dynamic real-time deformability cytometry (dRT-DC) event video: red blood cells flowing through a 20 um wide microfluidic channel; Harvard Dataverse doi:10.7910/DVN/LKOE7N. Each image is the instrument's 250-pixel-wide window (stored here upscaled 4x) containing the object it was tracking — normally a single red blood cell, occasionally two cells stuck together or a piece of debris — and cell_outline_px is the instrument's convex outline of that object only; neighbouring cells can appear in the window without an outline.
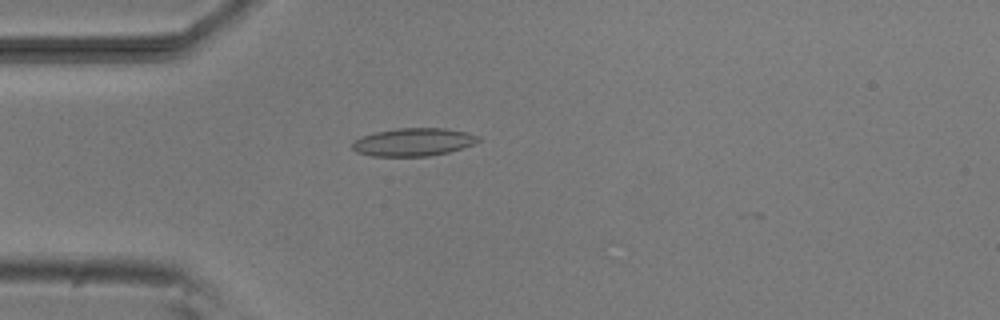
{"species": "common noctule bat (a hibernating species)", "species_latin": "Nyctalus noctula", "temperature_condition": "room temperature", "stored_images_in_passage": 6, "camera_frame_rate_fps": 3000, "um_per_image_px": 0.085, "animal": {"sex": "male", "body_mass_g": 20.5, "forearm_length_mm": 52.5}, "frame": {"image": 1, "passage_image": 4, "time_ms": 3.667, "image_size_px": [1000, 320], "cell_outline_px": [[480, 140], [472, 144], [448, 152], [428, 156], [372, 156], [356, 152], [352, 148], [352, 144], [360, 136], [376, 132], [396, 128], [444, 128], [464, 132], [480, 136]], "centroid_in_image_um": [35.1, 12.07], "position_along_channel_um": 49.9, "area_um2": 20.35}}
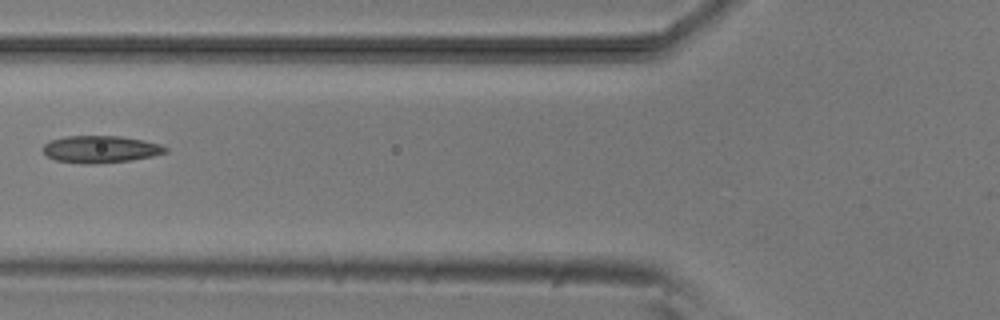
{"frame": {"image": 2, "passage_image": 6, "time_ms": 5.667, "image_size_px": [1000, 320], "cell_outline_px": [[168, 152], [152, 156], [132, 160], [92, 164], [84, 164], [56, 160], [48, 156], [40, 148], [48, 140], [64, 136], [120, 136], [144, 140], [160, 144], [168, 148]], "centroid_in_image_um": [8.53, 12.68], "position_along_channel_um": 117.3, "area_um2": 19.54}}